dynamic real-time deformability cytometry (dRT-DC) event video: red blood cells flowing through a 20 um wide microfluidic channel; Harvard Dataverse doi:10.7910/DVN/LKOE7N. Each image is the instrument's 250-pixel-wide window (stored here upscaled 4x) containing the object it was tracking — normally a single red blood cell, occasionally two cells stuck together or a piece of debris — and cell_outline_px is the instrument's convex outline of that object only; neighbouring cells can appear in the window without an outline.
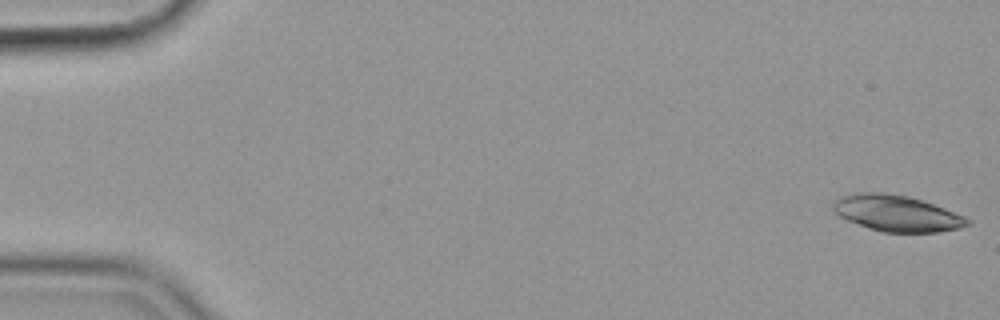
{"species": "common noctule bat (a hibernating species)", "species_latin": "Nyctalus noctula", "temperature_condition": "cold", "stored_images_in_passage": 12, "camera_frame_rate_fps": 3000, "um_per_image_px": 0.085, "animal": {"sex": "female", "body_mass_g": 19.9}, "frame": {"image": 1, "passage_image": 1, "time_ms": 0.0, "image_size_px": [1000, 320], "cell_outline_px": [[972, 224], [960, 228], [940, 232], [880, 232], [868, 228], [848, 220], [840, 216], [832, 208], [832, 204], [840, 196], [860, 192], [884, 192], [908, 196], [944, 208], [964, 216], [972, 220]], "centroid_in_image_um": [76.24, 18.13], "position_along_channel_um": 8.8, "area_um2": 28.26}}